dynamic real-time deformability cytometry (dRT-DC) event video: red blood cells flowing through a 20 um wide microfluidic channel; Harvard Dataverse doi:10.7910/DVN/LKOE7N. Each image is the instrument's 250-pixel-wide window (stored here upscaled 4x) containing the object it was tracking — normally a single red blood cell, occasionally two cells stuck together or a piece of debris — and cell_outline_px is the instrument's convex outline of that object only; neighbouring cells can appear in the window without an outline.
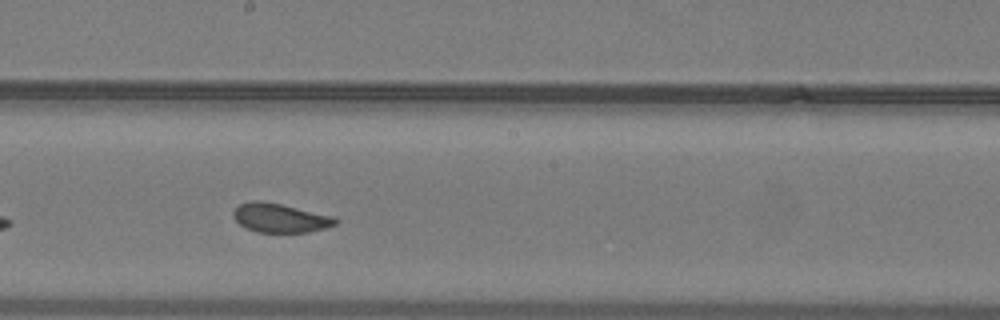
{"species": "common noctule bat (a hibernating species)", "species_latin": "Nyctalus noctula", "temperature_condition": "warm", "stored_images_in_passage": 25, "camera_frame_rate_fps": 3000, "um_per_image_px": 0.085, "animal": {"sex": "male", "body_mass_g": 19.2, "forearm_length_mm": 51.8}, "frame": {"image": 1, "passage_image": 15, "time_ms": 4.667, "image_size_px": [1000, 320], "cell_outline_px": [[340, 220], [336, 224], [324, 228], [308, 232], [256, 232], [240, 224], [232, 216], [232, 212], [240, 204], [252, 200], [256, 200], [280, 204], [336, 216]], "centroid_in_image_um": [23.84, 18.52], "position_along_channel_um": 224.4, "area_um2": 17.22}}
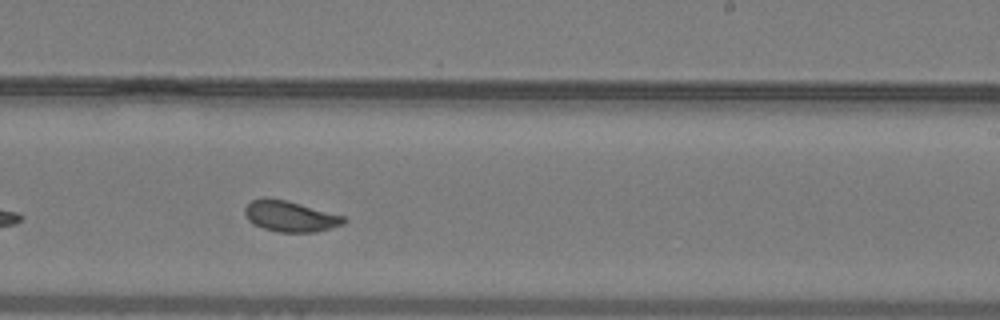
{"frame": {"image": 2, "passage_image": 18, "time_ms": 5.667, "image_size_px": [1000, 320], "cell_outline_px": [[348, 220], [344, 224], [332, 228], [316, 232], [280, 232], [264, 228], [252, 224], [248, 220], [244, 212], [244, 208], [252, 200], [288, 200], [344, 216]], "centroid_in_image_um": [24.72, 18.41], "position_along_channel_um": 264.3, "area_um2": 17.51}}
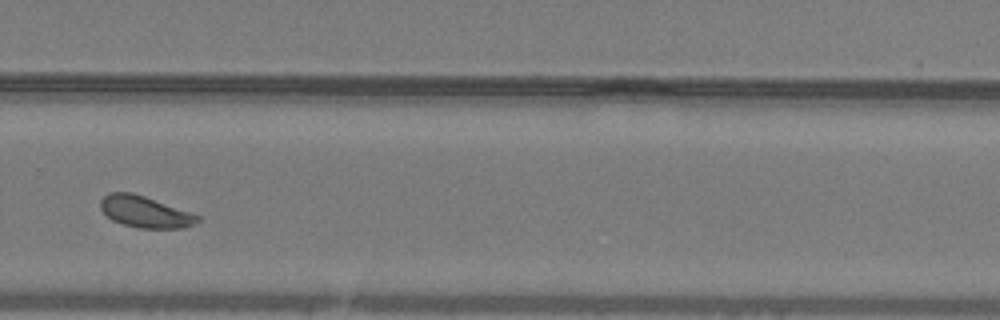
{"frame": {"image": 3, "passage_image": 22, "time_ms": 7.0, "image_size_px": [1000, 320], "cell_outline_px": [[200, 220], [184, 228], [140, 228], [124, 224], [112, 220], [100, 208], [100, 200], [108, 192], [132, 192], [144, 196], [200, 216]], "centroid_in_image_um": [12.29, 18.0], "position_along_channel_um": 317.5, "area_um2": 17.51}}